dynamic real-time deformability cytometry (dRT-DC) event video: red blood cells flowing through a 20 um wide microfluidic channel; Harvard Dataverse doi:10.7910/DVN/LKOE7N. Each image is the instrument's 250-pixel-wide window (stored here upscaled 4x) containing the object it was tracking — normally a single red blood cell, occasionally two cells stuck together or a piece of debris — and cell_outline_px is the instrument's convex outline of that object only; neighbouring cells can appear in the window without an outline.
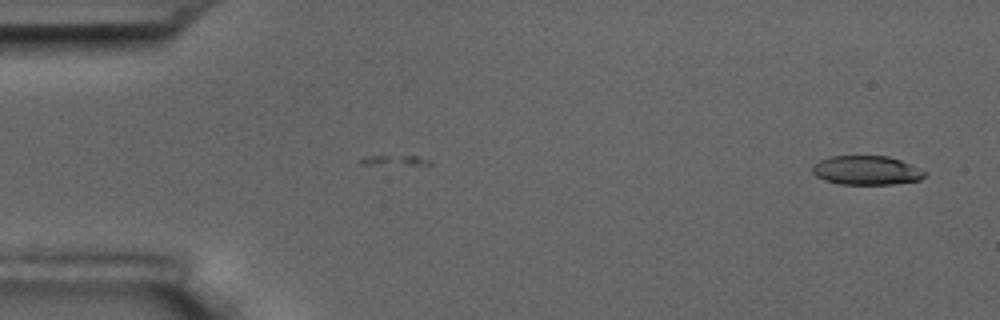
{"species": "common noctule bat (a hibernating species)", "species_latin": "Nyctalus noctula", "temperature_condition": "room temperature", "stored_images_in_passage": 4, "camera_frame_rate_fps": 3000, "um_per_image_px": 0.085, "animal": {"sex": "male", "body_mass_g": 17.5, "forearm_length_mm": 52.3}, "frame": {"image": 1, "passage_image": 1, "time_ms": 0.0, "image_size_px": [1000, 320], "cell_outline_px": [[928, 172], [920, 180], [892, 184], [840, 184], [824, 180], [816, 176], [812, 172], [812, 164], [820, 160], [832, 156], [888, 156], [900, 160]], "centroid_in_image_um": [73.63, 14.48], "position_along_channel_um": 11.4, "area_um2": 19.02}}